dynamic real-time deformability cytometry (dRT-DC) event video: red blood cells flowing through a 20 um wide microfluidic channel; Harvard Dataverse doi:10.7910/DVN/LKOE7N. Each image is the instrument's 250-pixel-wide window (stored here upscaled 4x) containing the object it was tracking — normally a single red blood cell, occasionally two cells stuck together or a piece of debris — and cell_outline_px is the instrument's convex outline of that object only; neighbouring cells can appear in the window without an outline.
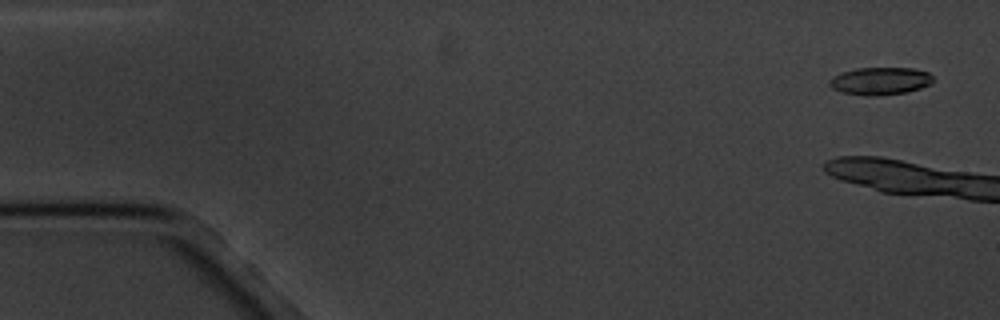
{"species": "common noctule bat (a hibernating species)", "species_latin": "Nyctalus noctula", "temperature_condition": "cold", "stored_images_in_passage": 13, "camera_frame_rate_fps": 3000, "um_per_image_px": 0.085, "animal": {"sex": "male", "body_mass_g": 20.1, "forearm_length_mm": 53.5}, "frame": {"image": 1, "passage_image": 1, "time_ms": 0.0, "image_size_px": [1000, 320], "cell_outline_px": [[932, 84], [920, 88], [904, 92], [880, 96], [868, 96], [840, 92], [832, 88], [828, 84], [828, 80], [832, 76], [840, 72], [856, 68], [912, 68], [928, 72], [932, 76]], "centroid_in_image_um": [74.76, 6.88], "position_along_channel_um": 10.2, "area_um2": 16.82}}
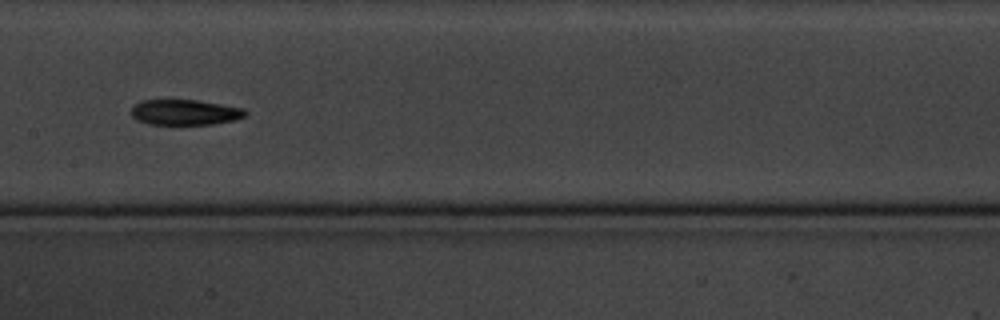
{"frame": {"image": 2, "passage_image": 10, "time_ms": 10.667, "image_size_px": [1000, 320], "cell_outline_px": [[248, 112], [244, 116], [236, 120], [212, 124], [148, 124], [136, 120], [132, 116], [132, 104], [140, 100], [196, 100], [244, 108]], "centroid_in_image_um": [15.69, 9.54], "position_along_channel_um": 191.7, "area_um2": 16.99}}
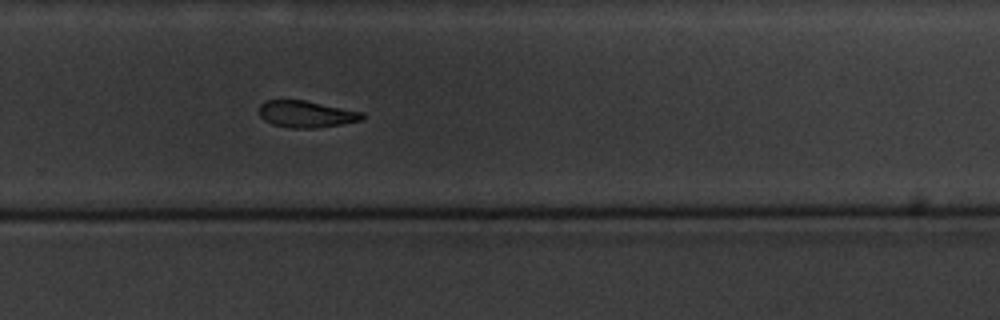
{"frame": {"image": 3, "passage_image": 13, "time_ms": 14.0, "image_size_px": [1000, 320], "cell_outline_px": [[368, 116], [364, 120], [340, 124], [312, 128], [292, 128], [272, 124], [264, 120], [260, 116], [260, 104], [264, 100], [304, 100], [364, 112]], "centroid_in_image_um": [26.07, 9.69], "position_along_channel_um": 303.7, "area_um2": 16.13}}